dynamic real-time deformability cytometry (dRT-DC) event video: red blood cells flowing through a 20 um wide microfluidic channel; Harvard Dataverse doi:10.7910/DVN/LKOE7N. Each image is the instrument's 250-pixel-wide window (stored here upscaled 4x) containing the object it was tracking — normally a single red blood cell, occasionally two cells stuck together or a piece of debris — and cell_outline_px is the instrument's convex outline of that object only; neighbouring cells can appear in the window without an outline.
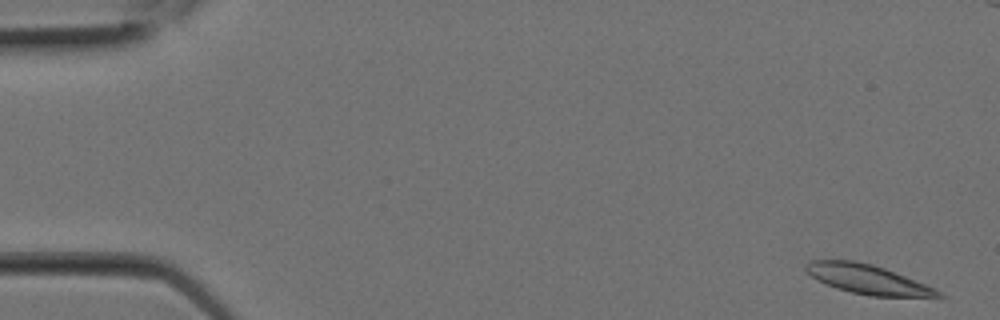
{"species": "Egyptian fruit bat (a non-hibernating species)", "species_latin": "Rousettus aegyptiacus", "temperature_condition": "room temperature", "stored_images_in_passage": 7, "camera_frame_rate_fps": 3000, "um_per_image_px": 0.085, "animal": {"sex": "female"}, "frame": {"image": 1, "passage_image": 1, "time_ms": 0.0, "image_size_px": [1000, 320], "cell_outline_px": [[944, 296], [868, 296], [836, 288], [812, 276], [804, 268], [804, 264], [808, 260], [852, 260], [872, 264], [884, 268], [924, 284], [940, 292]], "centroid_in_image_um": [73.66, 23.72], "position_along_channel_um": 11.3, "area_um2": 21.96}}